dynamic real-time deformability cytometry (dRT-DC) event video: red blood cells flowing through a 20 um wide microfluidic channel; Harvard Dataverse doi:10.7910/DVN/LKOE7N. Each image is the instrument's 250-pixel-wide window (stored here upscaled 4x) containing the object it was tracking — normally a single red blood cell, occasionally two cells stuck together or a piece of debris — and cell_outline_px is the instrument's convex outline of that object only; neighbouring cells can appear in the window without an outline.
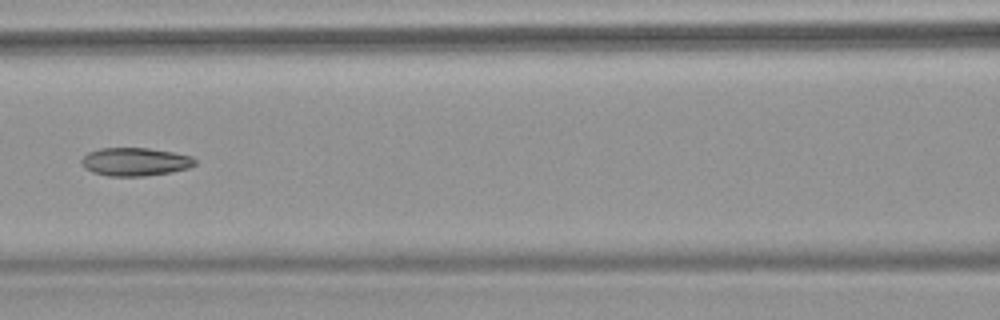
{"species": "common noctule bat (a hibernating species)", "species_latin": "Nyctalus noctula", "temperature_condition": "warm", "stored_images_in_passage": 8, "camera_frame_rate_fps": 3000, "um_per_image_px": 0.085, "animal": {"sex": "female", "body_mass_g": 18.4}, "frame": {"image": 1, "passage_image": 7, "time_ms": 7.0, "image_size_px": [1000, 320], "cell_outline_px": [[196, 164], [188, 168], [172, 172], [144, 176], [108, 176], [92, 172], [84, 168], [80, 160], [88, 152], [100, 148], [148, 148], [172, 152], [192, 156], [196, 160]], "centroid_in_image_um": [11.48, 13.75], "position_along_channel_um": 155.1, "area_um2": 18.73}}
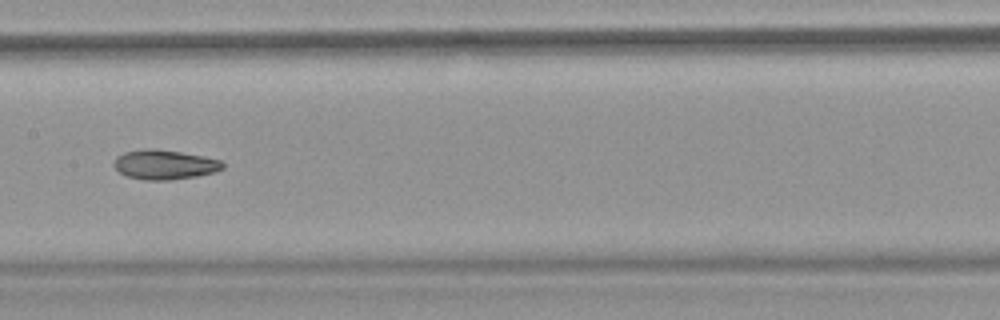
{"frame": {"image": 2, "passage_image": 8, "time_ms": 8.0, "image_size_px": [1000, 320], "cell_outline_px": [[224, 168], [216, 172], [196, 176], [172, 180], [144, 180], [128, 176], [120, 172], [112, 164], [116, 156], [124, 152], [144, 148], [156, 148], [204, 156], [220, 160], [224, 164]], "centroid_in_image_um": [13.98, 13.98], "position_along_channel_um": 193.4, "area_um2": 18.9}}